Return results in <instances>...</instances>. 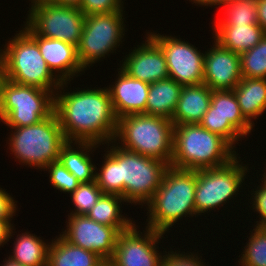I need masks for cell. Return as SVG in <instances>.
I'll list each match as a JSON object with an SVG mask.
<instances>
[{
	"instance_id": "cell-1",
	"label": "cell",
	"mask_w": 266,
	"mask_h": 266,
	"mask_svg": "<svg viewBox=\"0 0 266 266\" xmlns=\"http://www.w3.org/2000/svg\"><path fill=\"white\" fill-rule=\"evenodd\" d=\"M67 84L62 82L54 96V113L66 140L99 145L113 141L118 118L108 88L88 87L64 93Z\"/></svg>"
},
{
	"instance_id": "cell-2",
	"label": "cell",
	"mask_w": 266,
	"mask_h": 266,
	"mask_svg": "<svg viewBox=\"0 0 266 266\" xmlns=\"http://www.w3.org/2000/svg\"><path fill=\"white\" fill-rule=\"evenodd\" d=\"M107 144L101 170L95 171L98 187L104 194L122 196L126 203L146 205L160 187L170 165L126 150L115 141Z\"/></svg>"
},
{
	"instance_id": "cell-3",
	"label": "cell",
	"mask_w": 266,
	"mask_h": 266,
	"mask_svg": "<svg viewBox=\"0 0 266 266\" xmlns=\"http://www.w3.org/2000/svg\"><path fill=\"white\" fill-rule=\"evenodd\" d=\"M233 148L225 138L200 124L175 125L170 166L193 171L218 168L239 155Z\"/></svg>"
},
{
	"instance_id": "cell-4",
	"label": "cell",
	"mask_w": 266,
	"mask_h": 266,
	"mask_svg": "<svg viewBox=\"0 0 266 266\" xmlns=\"http://www.w3.org/2000/svg\"><path fill=\"white\" fill-rule=\"evenodd\" d=\"M197 171L169 167L160 187L146 204L147 228L166 233L183 217H197L195 189Z\"/></svg>"
},
{
	"instance_id": "cell-5",
	"label": "cell",
	"mask_w": 266,
	"mask_h": 266,
	"mask_svg": "<svg viewBox=\"0 0 266 266\" xmlns=\"http://www.w3.org/2000/svg\"><path fill=\"white\" fill-rule=\"evenodd\" d=\"M173 128L172 121L163 117L127 115L118 118L113 141L117 143L118 140V146L126 150L170 165L173 156Z\"/></svg>"
},
{
	"instance_id": "cell-6",
	"label": "cell",
	"mask_w": 266,
	"mask_h": 266,
	"mask_svg": "<svg viewBox=\"0 0 266 266\" xmlns=\"http://www.w3.org/2000/svg\"><path fill=\"white\" fill-rule=\"evenodd\" d=\"M10 129V154L19 164L37 170L58 161L61 147L67 142L55 113L38 124Z\"/></svg>"
},
{
	"instance_id": "cell-7",
	"label": "cell",
	"mask_w": 266,
	"mask_h": 266,
	"mask_svg": "<svg viewBox=\"0 0 266 266\" xmlns=\"http://www.w3.org/2000/svg\"><path fill=\"white\" fill-rule=\"evenodd\" d=\"M15 34L2 49L6 79L55 93L62 82L48 67L38 43L24 29Z\"/></svg>"
},
{
	"instance_id": "cell-8",
	"label": "cell",
	"mask_w": 266,
	"mask_h": 266,
	"mask_svg": "<svg viewBox=\"0 0 266 266\" xmlns=\"http://www.w3.org/2000/svg\"><path fill=\"white\" fill-rule=\"evenodd\" d=\"M53 91L6 80L0 99V123L9 128L35 125L54 113Z\"/></svg>"
},
{
	"instance_id": "cell-9",
	"label": "cell",
	"mask_w": 266,
	"mask_h": 266,
	"mask_svg": "<svg viewBox=\"0 0 266 266\" xmlns=\"http://www.w3.org/2000/svg\"><path fill=\"white\" fill-rule=\"evenodd\" d=\"M239 159L240 156H237L227 165L197 170L195 189L197 216L209 211L211 213L212 209L223 207L229 200L232 201L237 197L241 187L243 189L245 185L243 181L247 178L246 174L250 169L246 164H242L243 162ZM242 183H244L243 186Z\"/></svg>"
},
{
	"instance_id": "cell-10",
	"label": "cell",
	"mask_w": 266,
	"mask_h": 266,
	"mask_svg": "<svg viewBox=\"0 0 266 266\" xmlns=\"http://www.w3.org/2000/svg\"><path fill=\"white\" fill-rule=\"evenodd\" d=\"M123 14L125 13L121 10L85 17L82 35L77 46V57L84 70L105 59V56L111 55L109 53H114L117 46L119 47L123 42L126 32Z\"/></svg>"
},
{
	"instance_id": "cell-11",
	"label": "cell",
	"mask_w": 266,
	"mask_h": 266,
	"mask_svg": "<svg viewBox=\"0 0 266 266\" xmlns=\"http://www.w3.org/2000/svg\"><path fill=\"white\" fill-rule=\"evenodd\" d=\"M28 12L26 24L38 36L78 46L86 17L79 8L39 0Z\"/></svg>"
},
{
	"instance_id": "cell-12",
	"label": "cell",
	"mask_w": 266,
	"mask_h": 266,
	"mask_svg": "<svg viewBox=\"0 0 266 266\" xmlns=\"http://www.w3.org/2000/svg\"><path fill=\"white\" fill-rule=\"evenodd\" d=\"M199 124L225 138L234 149L237 141L242 140L240 138L253 131V125L243 116L233 90H213L209 109Z\"/></svg>"
},
{
	"instance_id": "cell-13",
	"label": "cell",
	"mask_w": 266,
	"mask_h": 266,
	"mask_svg": "<svg viewBox=\"0 0 266 266\" xmlns=\"http://www.w3.org/2000/svg\"><path fill=\"white\" fill-rule=\"evenodd\" d=\"M165 55L169 78L182 86L203 83L205 53L179 37L147 32Z\"/></svg>"
},
{
	"instance_id": "cell-14",
	"label": "cell",
	"mask_w": 266,
	"mask_h": 266,
	"mask_svg": "<svg viewBox=\"0 0 266 266\" xmlns=\"http://www.w3.org/2000/svg\"><path fill=\"white\" fill-rule=\"evenodd\" d=\"M145 229L142 234L134 223L128 230L119 233L110 259L114 266H161L164 255L157 251L159 247L156 244L159 245L164 233Z\"/></svg>"
},
{
	"instance_id": "cell-15",
	"label": "cell",
	"mask_w": 266,
	"mask_h": 266,
	"mask_svg": "<svg viewBox=\"0 0 266 266\" xmlns=\"http://www.w3.org/2000/svg\"><path fill=\"white\" fill-rule=\"evenodd\" d=\"M67 219V228L60 233L66 241L103 260L112 258L120 233L115 227L99 224L87 215H68Z\"/></svg>"
},
{
	"instance_id": "cell-16",
	"label": "cell",
	"mask_w": 266,
	"mask_h": 266,
	"mask_svg": "<svg viewBox=\"0 0 266 266\" xmlns=\"http://www.w3.org/2000/svg\"><path fill=\"white\" fill-rule=\"evenodd\" d=\"M146 36L145 43L136 45L122 59L120 67L131 77L151 84L167 79L169 75L163 50L148 34Z\"/></svg>"
},
{
	"instance_id": "cell-17",
	"label": "cell",
	"mask_w": 266,
	"mask_h": 266,
	"mask_svg": "<svg viewBox=\"0 0 266 266\" xmlns=\"http://www.w3.org/2000/svg\"><path fill=\"white\" fill-rule=\"evenodd\" d=\"M214 43L205 51L203 83L211 90H233L242 80L240 54Z\"/></svg>"
},
{
	"instance_id": "cell-18",
	"label": "cell",
	"mask_w": 266,
	"mask_h": 266,
	"mask_svg": "<svg viewBox=\"0 0 266 266\" xmlns=\"http://www.w3.org/2000/svg\"><path fill=\"white\" fill-rule=\"evenodd\" d=\"M24 25L25 27L21 29L38 43L42 57L61 82L71 81L74 76L78 77L82 74L81 71H85L79 63L76 46L61 40L38 36L27 24Z\"/></svg>"
},
{
	"instance_id": "cell-19",
	"label": "cell",
	"mask_w": 266,
	"mask_h": 266,
	"mask_svg": "<svg viewBox=\"0 0 266 266\" xmlns=\"http://www.w3.org/2000/svg\"><path fill=\"white\" fill-rule=\"evenodd\" d=\"M118 70L115 85L107 86L116 117L146 114L150 84L131 77L121 67Z\"/></svg>"
},
{
	"instance_id": "cell-20",
	"label": "cell",
	"mask_w": 266,
	"mask_h": 266,
	"mask_svg": "<svg viewBox=\"0 0 266 266\" xmlns=\"http://www.w3.org/2000/svg\"><path fill=\"white\" fill-rule=\"evenodd\" d=\"M212 91L204 83L183 86L172 116L173 125L199 124L211 104Z\"/></svg>"
},
{
	"instance_id": "cell-21",
	"label": "cell",
	"mask_w": 266,
	"mask_h": 266,
	"mask_svg": "<svg viewBox=\"0 0 266 266\" xmlns=\"http://www.w3.org/2000/svg\"><path fill=\"white\" fill-rule=\"evenodd\" d=\"M99 146L92 142L67 141L61 147L58 160L80 183L95 181L94 171H98V168L92 163L93 159L89 152H93Z\"/></svg>"
},
{
	"instance_id": "cell-22",
	"label": "cell",
	"mask_w": 266,
	"mask_h": 266,
	"mask_svg": "<svg viewBox=\"0 0 266 266\" xmlns=\"http://www.w3.org/2000/svg\"><path fill=\"white\" fill-rule=\"evenodd\" d=\"M213 33L216 42L238 54L253 48L266 35L258 24L215 25Z\"/></svg>"
},
{
	"instance_id": "cell-23",
	"label": "cell",
	"mask_w": 266,
	"mask_h": 266,
	"mask_svg": "<svg viewBox=\"0 0 266 266\" xmlns=\"http://www.w3.org/2000/svg\"><path fill=\"white\" fill-rule=\"evenodd\" d=\"M182 87L171 78L151 83L146 103V115L172 120Z\"/></svg>"
},
{
	"instance_id": "cell-24",
	"label": "cell",
	"mask_w": 266,
	"mask_h": 266,
	"mask_svg": "<svg viewBox=\"0 0 266 266\" xmlns=\"http://www.w3.org/2000/svg\"><path fill=\"white\" fill-rule=\"evenodd\" d=\"M243 116L254 126L266 111V79L244 78L233 89Z\"/></svg>"
},
{
	"instance_id": "cell-25",
	"label": "cell",
	"mask_w": 266,
	"mask_h": 266,
	"mask_svg": "<svg viewBox=\"0 0 266 266\" xmlns=\"http://www.w3.org/2000/svg\"><path fill=\"white\" fill-rule=\"evenodd\" d=\"M102 260L95 253L73 245L59 235L51 241L47 266H97Z\"/></svg>"
},
{
	"instance_id": "cell-26",
	"label": "cell",
	"mask_w": 266,
	"mask_h": 266,
	"mask_svg": "<svg viewBox=\"0 0 266 266\" xmlns=\"http://www.w3.org/2000/svg\"><path fill=\"white\" fill-rule=\"evenodd\" d=\"M123 202L126 201L120 195L103 194L86 215L99 224L115 227L119 232L126 231L135 222L122 215Z\"/></svg>"
},
{
	"instance_id": "cell-27",
	"label": "cell",
	"mask_w": 266,
	"mask_h": 266,
	"mask_svg": "<svg viewBox=\"0 0 266 266\" xmlns=\"http://www.w3.org/2000/svg\"><path fill=\"white\" fill-rule=\"evenodd\" d=\"M29 233L26 231L17 235L9 258L24 266H47L51 243H45L41 237Z\"/></svg>"
},
{
	"instance_id": "cell-28",
	"label": "cell",
	"mask_w": 266,
	"mask_h": 266,
	"mask_svg": "<svg viewBox=\"0 0 266 266\" xmlns=\"http://www.w3.org/2000/svg\"><path fill=\"white\" fill-rule=\"evenodd\" d=\"M223 10L224 17L215 20V25L258 24L257 0H230L223 5Z\"/></svg>"
},
{
	"instance_id": "cell-29",
	"label": "cell",
	"mask_w": 266,
	"mask_h": 266,
	"mask_svg": "<svg viewBox=\"0 0 266 266\" xmlns=\"http://www.w3.org/2000/svg\"><path fill=\"white\" fill-rule=\"evenodd\" d=\"M240 66L242 77L266 79V35L253 48L240 54Z\"/></svg>"
},
{
	"instance_id": "cell-30",
	"label": "cell",
	"mask_w": 266,
	"mask_h": 266,
	"mask_svg": "<svg viewBox=\"0 0 266 266\" xmlns=\"http://www.w3.org/2000/svg\"><path fill=\"white\" fill-rule=\"evenodd\" d=\"M254 227L238 261L241 266H266V233Z\"/></svg>"
},
{
	"instance_id": "cell-31",
	"label": "cell",
	"mask_w": 266,
	"mask_h": 266,
	"mask_svg": "<svg viewBox=\"0 0 266 266\" xmlns=\"http://www.w3.org/2000/svg\"><path fill=\"white\" fill-rule=\"evenodd\" d=\"M104 193L98 187L96 180L87 183H80L71 193V201L74 209L70 215H86L97 203Z\"/></svg>"
},
{
	"instance_id": "cell-32",
	"label": "cell",
	"mask_w": 266,
	"mask_h": 266,
	"mask_svg": "<svg viewBox=\"0 0 266 266\" xmlns=\"http://www.w3.org/2000/svg\"><path fill=\"white\" fill-rule=\"evenodd\" d=\"M44 169L48 170V174H50L49 182L60 192L71 194L80 184L77 178L59 160L51 162Z\"/></svg>"
},
{
	"instance_id": "cell-33",
	"label": "cell",
	"mask_w": 266,
	"mask_h": 266,
	"mask_svg": "<svg viewBox=\"0 0 266 266\" xmlns=\"http://www.w3.org/2000/svg\"><path fill=\"white\" fill-rule=\"evenodd\" d=\"M123 0H82L79 9L85 16L117 12L125 8Z\"/></svg>"
},
{
	"instance_id": "cell-34",
	"label": "cell",
	"mask_w": 266,
	"mask_h": 266,
	"mask_svg": "<svg viewBox=\"0 0 266 266\" xmlns=\"http://www.w3.org/2000/svg\"><path fill=\"white\" fill-rule=\"evenodd\" d=\"M163 252L165 253H163L164 256L161 261V266H206L202 260V256L198 257V254L191 253L190 251V254L184 251L177 252L176 250L175 252L173 250Z\"/></svg>"
},
{
	"instance_id": "cell-35",
	"label": "cell",
	"mask_w": 266,
	"mask_h": 266,
	"mask_svg": "<svg viewBox=\"0 0 266 266\" xmlns=\"http://www.w3.org/2000/svg\"><path fill=\"white\" fill-rule=\"evenodd\" d=\"M255 190L256 191L253 189L250 192L252 195L250 200L252 199V210H254V212L256 211L257 214L259 213V216H257L258 218L261 216L259 221H256L257 224L255 225L259 227L263 222L266 221V188L260 184Z\"/></svg>"
},
{
	"instance_id": "cell-36",
	"label": "cell",
	"mask_w": 266,
	"mask_h": 266,
	"mask_svg": "<svg viewBox=\"0 0 266 266\" xmlns=\"http://www.w3.org/2000/svg\"><path fill=\"white\" fill-rule=\"evenodd\" d=\"M17 201L0 187V219H11L17 211Z\"/></svg>"
},
{
	"instance_id": "cell-37",
	"label": "cell",
	"mask_w": 266,
	"mask_h": 266,
	"mask_svg": "<svg viewBox=\"0 0 266 266\" xmlns=\"http://www.w3.org/2000/svg\"><path fill=\"white\" fill-rule=\"evenodd\" d=\"M12 219H0V246H4L5 243L9 241V238L11 239L13 230V224H11Z\"/></svg>"
},
{
	"instance_id": "cell-38",
	"label": "cell",
	"mask_w": 266,
	"mask_h": 266,
	"mask_svg": "<svg viewBox=\"0 0 266 266\" xmlns=\"http://www.w3.org/2000/svg\"><path fill=\"white\" fill-rule=\"evenodd\" d=\"M258 25L266 34V0H257Z\"/></svg>"
},
{
	"instance_id": "cell-39",
	"label": "cell",
	"mask_w": 266,
	"mask_h": 266,
	"mask_svg": "<svg viewBox=\"0 0 266 266\" xmlns=\"http://www.w3.org/2000/svg\"><path fill=\"white\" fill-rule=\"evenodd\" d=\"M189 1H193V3L197 4V6L201 5V6H215V5H219V6H223L225 3H228L230 0H189Z\"/></svg>"
},
{
	"instance_id": "cell-40",
	"label": "cell",
	"mask_w": 266,
	"mask_h": 266,
	"mask_svg": "<svg viewBox=\"0 0 266 266\" xmlns=\"http://www.w3.org/2000/svg\"><path fill=\"white\" fill-rule=\"evenodd\" d=\"M6 80L7 79H6L5 63H4L3 55L0 54V99H1L2 87Z\"/></svg>"
},
{
	"instance_id": "cell-41",
	"label": "cell",
	"mask_w": 266,
	"mask_h": 266,
	"mask_svg": "<svg viewBox=\"0 0 266 266\" xmlns=\"http://www.w3.org/2000/svg\"><path fill=\"white\" fill-rule=\"evenodd\" d=\"M52 3L58 4V5H65V6H71V7H80V4L82 0H48Z\"/></svg>"
},
{
	"instance_id": "cell-42",
	"label": "cell",
	"mask_w": 266,
	"mask_h": 266,
	"mask_svg": "<svg viewBox=\"0 0 266 266\" xmlns=\"http://www.w3.org/2000/svg\"><path fill=\"white\" fill-rule=\"evenodd\" d=\"M8 259L3 260V263L1 266H24L18 262H15L13 260H11L9 257H7Z\"/></svg>"
},
{
	"instance_id": "cell-43",
	"label": "cell",
	"mask_w": 266,
	"mask_h": 266,
	"mask_svg": "<svg viewBox=\"0 0 266 266\" xmlns=\"http://www.w3.org/2000/svg\"><path fill=\"white\" fill-rule=\"evenodd\" d=\"M97 266H114V264L110 259H108V260H102L100 264H98Z\"/></svg>"
},
{
	"instance_id": "cell-44",
	"label": "cell",
	"mask_w": 266,
	"mask_h": 266,
	"mask_svg": "<svg viewBox=\"0 0 266 266\" xmlns=\"http://www.w3.org/2000/svg\"><path fill=\"white\" fill-rule=\"evenodd\" d=\"M265 172H266V170H265ZM265 172L261 175V177L263 176V177L260 179V181H261L262 183H261V182H259V183H260L262 186H264V187L266 188V173H265Z\"/></svg>"
},
{
	"instance_id": "cell-45",
	"label": "cell",
	"mask_w": 266,
	"mask_h": 266,
	"mask_svg": "<svg viewBox=\"0 0 266 266\" xmlns=\"http://www.w3.org/2000/svg\"><path fill=\"white\" fill-rule=\"evenodd\" d=\"M259 228H260L261 230H263V231L266 233V221L263 222V223L259 226Z\"/></svg>"
}]
</instances>
